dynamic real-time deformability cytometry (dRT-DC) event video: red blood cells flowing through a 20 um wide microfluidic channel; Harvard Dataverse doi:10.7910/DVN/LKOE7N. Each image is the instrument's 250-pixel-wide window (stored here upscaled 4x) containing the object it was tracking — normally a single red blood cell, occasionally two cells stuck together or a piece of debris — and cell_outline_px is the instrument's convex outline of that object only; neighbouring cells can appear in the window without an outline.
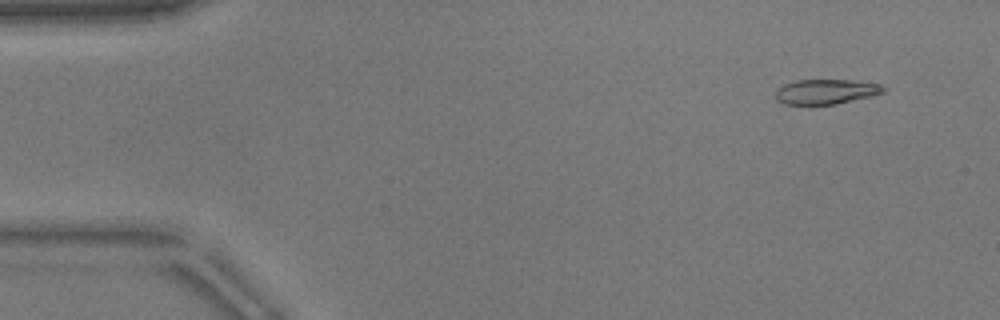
{"species": "common noctule bat (a hibernating species)", "species_latin": "Nyctalus noctula", "temperature_condition": "warm", "stored_images_in_passage": 13, "camera_frame_rate_fps": 3000, "um_per_image_px": 0.085, "animal": {"sex": "male", "body_mass_g": 17.9}, "frame": {"image": 1, "passage_image": 4, "time_ms": 1.0, "image_size_px": [1000, 320], "cell_outline_px": [[884, 92], [872, 96], [836, 104], [784, 104], [776, 100], [776, 92], [784, 84], [796, 80], [852, 80], [880, 84], [884, 88]], "centroid_in_image_um": [70.21, 7.79], "position_along_channel_um": 14.8, "area_um2": 15.49}}